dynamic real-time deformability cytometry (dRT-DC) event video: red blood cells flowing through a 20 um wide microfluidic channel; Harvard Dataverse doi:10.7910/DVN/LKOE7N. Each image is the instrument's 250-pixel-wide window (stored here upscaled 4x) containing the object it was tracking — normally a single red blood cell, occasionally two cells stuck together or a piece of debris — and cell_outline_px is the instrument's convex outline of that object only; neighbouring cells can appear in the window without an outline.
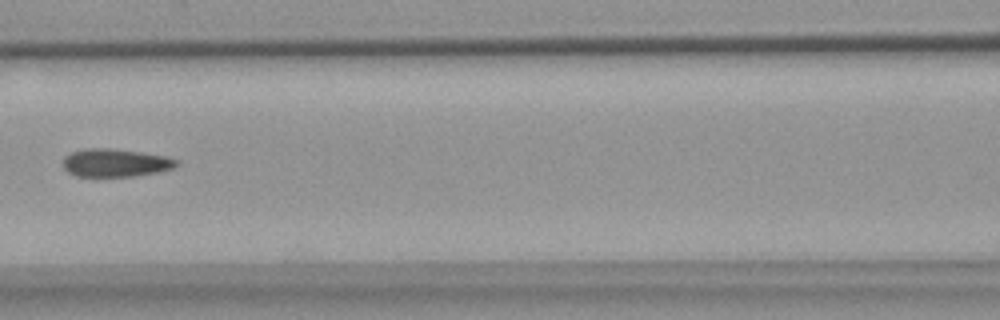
{"species": "common noctule bat (a hibernating species)", "species_latin": "Nyctalus noctula", "temperature_condition": "warm", "stored_images_in_passage": 9, "camera_frame_rate_fps": 3000, "um_per_image_px": 0.085, "animal": {"sex": "female", "body_mass_g": 18.4}, "frame": {"image": 1, "passage_image": 6, "time_ms": 7.333, "image_size_px": [1000, 320], "cell_outline_px": [[180, 164], [172, 168], [156, 172], [132, 176], [76, 176], [68, 172], [64, 168], [64, 156], [72, 152], [84, 148], [112, 148], [168, 156], [180, 160]], "centroid_in_image_um": [9.83, 13.82], "position_along_channel_um": 156.8, "area_um2": 18.55}}
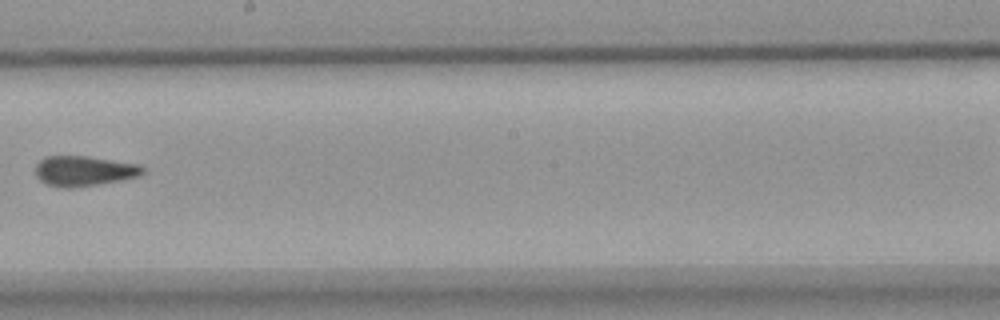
{"frame": {"image": 2, "passage_image": 8, "time_ms": 9.667, "image_size_px": [1000, 320], "cell_outline_px": [[148, 172], [140, 176], [100, 184], [68, 188], [64, 188], [48, 184], [40, 180], [36, 176], [36, 164], [44, 156], [88, 156], [140, 164]], "centroid_in_image_um": [7.18, 14.52], "position_along_channel_um": 241.0, "area_um2": 19.02}}
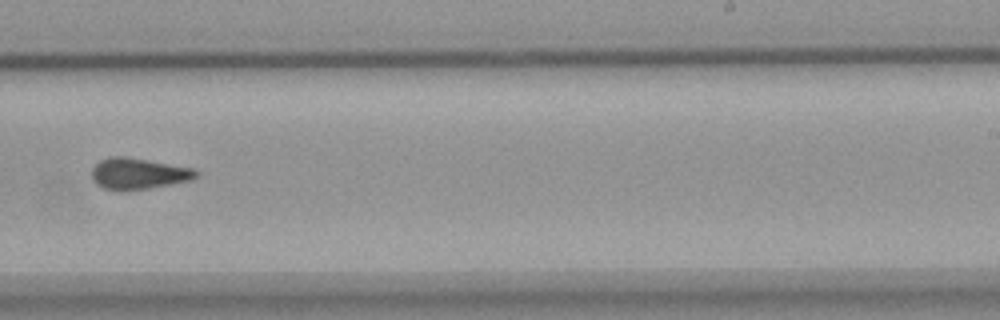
{"frame": {"image": 3, "passage_image": 9, "time_ms": 10.667, "image_size_px": [1000, 320], "cell_outline_px": [[200, 172], [192, 180], [148, 188], [104, 188], [96, 184], [92, 180], [92, 168], [100, 160], [112, 156], [124, 156], [196, 168]], "centroid_in_image_um": [11.81, 14.72], "position_along_channel_um": 277.2, "area_um2": 18.55}}